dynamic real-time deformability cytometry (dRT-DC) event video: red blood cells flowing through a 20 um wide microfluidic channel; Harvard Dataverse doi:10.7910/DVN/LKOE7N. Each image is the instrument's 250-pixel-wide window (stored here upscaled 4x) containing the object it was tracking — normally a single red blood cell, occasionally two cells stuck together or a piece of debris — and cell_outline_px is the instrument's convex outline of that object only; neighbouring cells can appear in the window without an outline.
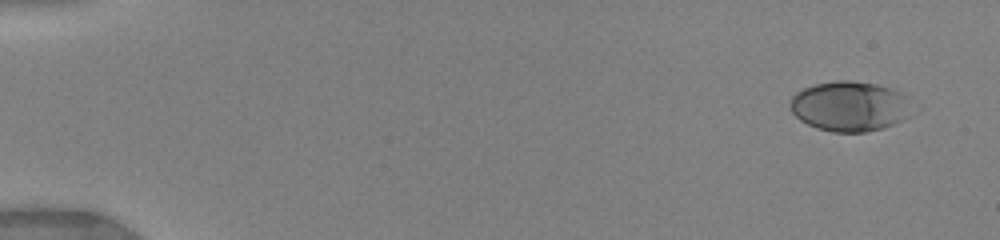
{"species": "human", "species_latin": "Homo sapiens", "temperature_condition": "warm", "stored_images_in_passage": 12, "camera_frame_rate_fps": 3000, "um_per_image_px": 0.085, "donor": {"sex": "female"}, "frame": {"image": 1, "passage_image": 1, "time_ms": 0.0, "image_size_px": [1000, 240], "cell_outline_px": [[908, 96], [900, 120], [884, 128], [864, 132], [832, 132], [816, 128], [800, 120], [792, 112], [788, 104], [792, 96], [796, 92], [804, 88], [816, 84], [836, 80], [848, 80], [876, 84], [900, 92]], "centroid_in_image_um": [72.09, 9.03], "position_along_channel_um": 12.9, "area_um2": 34.74}}
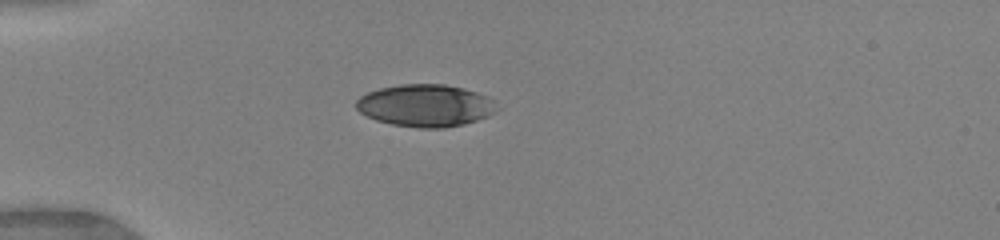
{"frame": {"image": 2, "passage_image": 9, "time_ms": 4.0, "image_size_px": [1000, 240], "cell_outline_px": [[500, 108], [496, 112], [488, 116], [464, 124], [444, 128], [420, 128], [392, 124], [376, 120], [360, 112], [356, 108], [356, 100], [360, 96], [368, 92], [380, 88], [400, 84], [444, 84], [464, 88], [488, 96], [496, 100]], "centroid_in_image_um": [36.21, 8.97], "position_along_channel_um": 48.8, "area_um2": 34.91}}